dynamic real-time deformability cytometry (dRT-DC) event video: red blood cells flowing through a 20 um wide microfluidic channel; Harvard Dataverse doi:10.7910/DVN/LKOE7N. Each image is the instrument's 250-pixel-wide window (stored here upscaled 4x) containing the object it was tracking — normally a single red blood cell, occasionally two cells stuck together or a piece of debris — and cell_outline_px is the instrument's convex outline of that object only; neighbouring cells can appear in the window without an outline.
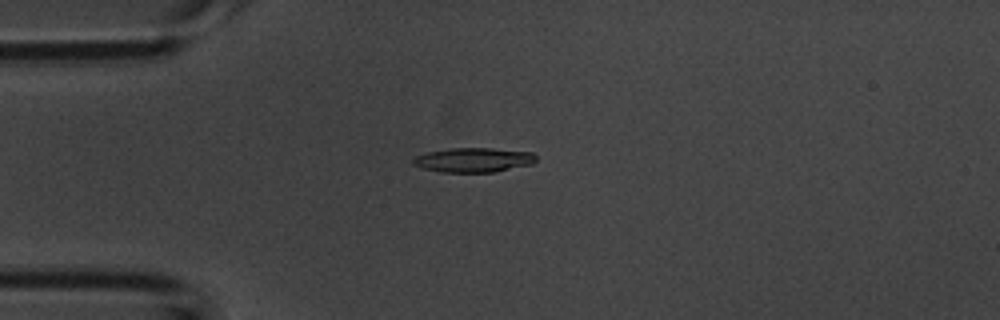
{"species": "common noctule bat (a hibernating species)", "species_latin": "Nyctalus noctula", "temperature_condition": "room temperature", "stored_images_in_passage": 44, "camera_frame_rate_fps": 3000, "um_per_image_px": 0.085, "animal": {"sex": "male", "body_mass_g": 20.1, "forearm_length_mm": 53.5}, "frame": {"image": 1, "passage_image": 4, "time_ms": 1.0, "image_size_px": [1000, 320], "cell_outline_px": [[536, 160], [532, 164], [492, 172], [440, 172], [424, 168], [412, 164], [412, 160], [416, 156], [428, 152], [448, 148], [492, 148], [532, 152], [536, 156]], "centroid_in_image_um": [40.24, 13.59], "position_along_channel_um": 44.8, "area_um2": 17.46}}
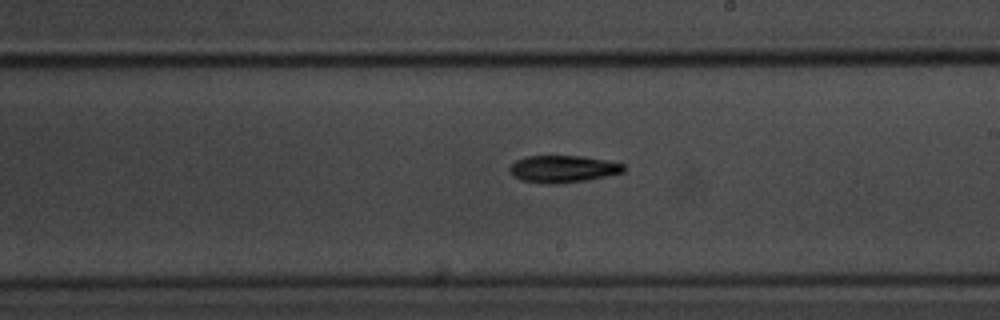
{"frame": {"image": 2, "passage_image": 21, "time_ms": 6.667, "image_size_px": [1000, 320], "cell_outline_px": [[624, 172], [588, 180], [556, 184], [548, 184], [520, 180], [512, 176], [508, 172], [508, 168], [516, 160], [524, 156], [584, 156], [624, 164]], "centroid_in_image_um": [47.8, 14.36], "position_along_channel_um": 241.2, "area_um2": 18.15}}
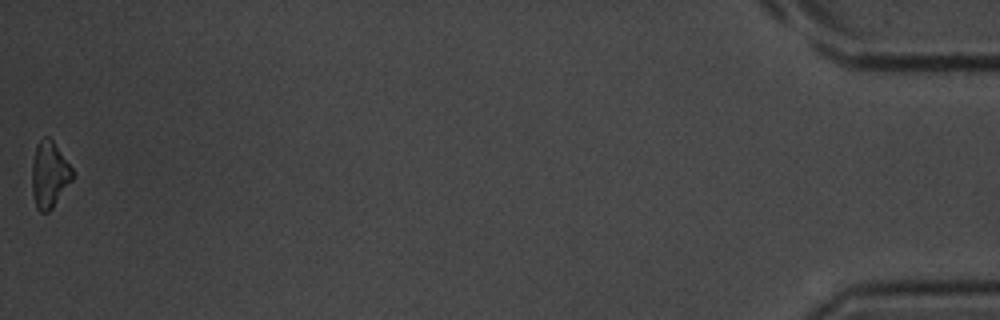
{"frame": {"image": 3, "passage_image": 44, "time_ms": 14.333, "image_size_px": [1000, 320], "cell_outline_px": [[72, 180], [52, 208], [48, 212], [40, 212], [36, 208], [32, 192], [32, 164], [36, 144], [44, 136], [48, 136], [52, 140], [72, 168]], "centroid_in_image_um": [4.17, 14.84], "position_along_channel_um": 431.0, "area_um2": 15.49}, "authors_computed_cell_mechanics": {"area_um2": 17.2822, "velocity_mm_per_s": 3.757, "shape_relaxation_time_tau1_ms": 3.0508, "shape_relaxation_time_tau2_ms": null, "deformation_change_tau1": 0.1086, "deformation_change_tau2": null}}